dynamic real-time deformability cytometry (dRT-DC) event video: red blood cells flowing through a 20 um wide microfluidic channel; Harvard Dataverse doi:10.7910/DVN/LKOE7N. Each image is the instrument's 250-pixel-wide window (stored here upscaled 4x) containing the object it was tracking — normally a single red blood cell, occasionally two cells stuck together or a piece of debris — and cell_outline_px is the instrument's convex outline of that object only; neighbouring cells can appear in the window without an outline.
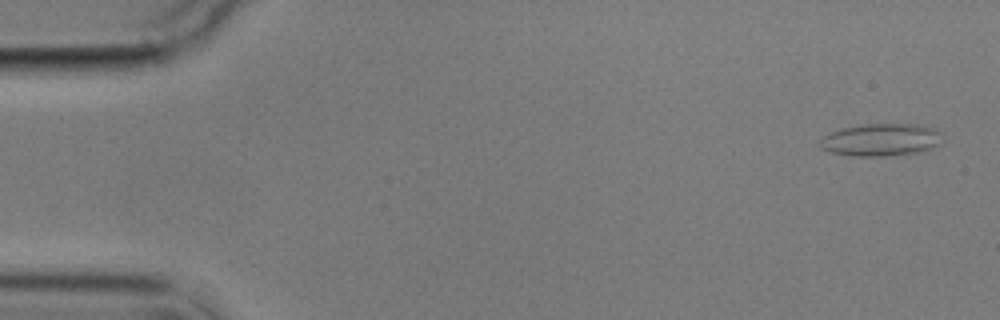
{"species": "common noctule bat (a hibernating species)", "species_latin": "Nyctalus noctula", "temperature_condition": "cold", "stored_images_in_passage": 4, "camera_frame_rate_fps": 3000, "um_per_image_px": 0.085, "animal": {"sex": "male", "body_mass_g": 17.9}, "frame": {"image": 1, "passage_image": 1, "time_ms": 0.0, "image_size_px": [1000, 320], "cell_outline_px": [[940, 144], [932, 148], [916, 152], [884, 156], [852, 156], [832, 152], [820, 148], [820, 140], [824, 136], [832, 132], [844, 128], [860, 124], [920, 124], [936, 128], [940, 132]], "centroid_in_image_um": [74.9, 11.87], "position_along_channel_um": 10.1, "area_um2": 23.06}}